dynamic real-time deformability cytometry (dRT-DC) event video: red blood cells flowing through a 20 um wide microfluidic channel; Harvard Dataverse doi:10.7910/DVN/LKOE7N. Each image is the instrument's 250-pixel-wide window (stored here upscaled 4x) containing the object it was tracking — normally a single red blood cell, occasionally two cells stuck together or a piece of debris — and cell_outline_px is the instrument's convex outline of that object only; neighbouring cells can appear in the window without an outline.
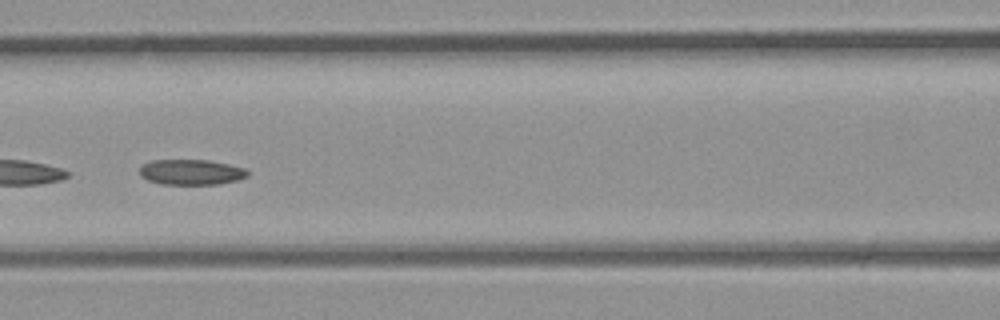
{"species": "common noctule bat (a hibernating species)", "species_latin": "Nyctalus noctula", "temperature_condition": "room temperature", "stored_images_in_passage": 38, "camera_frame_rate_fps": 3000, "um_per_image_px": 0.085, "animal": {"sex": "male", "body_mass_g": 23.1, "forearm_length_mm": 52.7}, "frame": {"image": 1, "passage_image": 17, "time_ms": 5.333, "image_size_px": [1000, 320], "cell_outline_px": [[248, 176], [240, 180], [220, 184], [160, 184], [148, 180], [140, 176], [140, 168], [144, 164], [152, 160], [208, 160], [228, 164], [244, 168], [248, 172]], "centroid_in_image_um": [16.27, 14.64], "position_along_channel_um": 150.3, "area_um2": 16.01}}
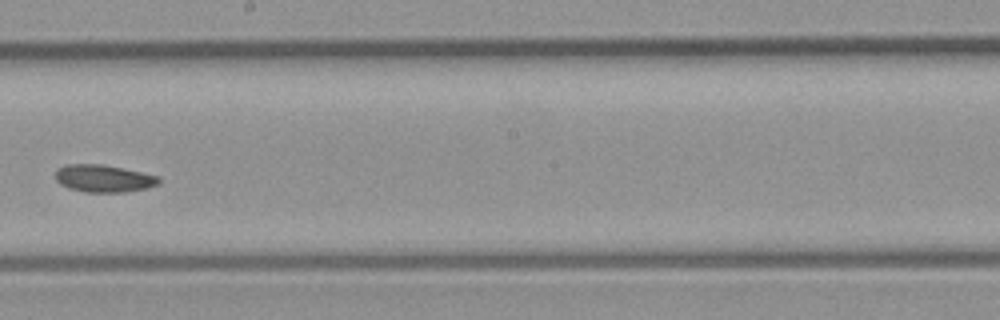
{"frame": {"image": 2, "passage_image": 22, "time_ms": 7.0, "image_size_px": [1000, 320], "cell_outline_px": [[160, 184], [144, 188], [124, 192], [84, 192], [68, 188], [60, 184], [56, 180], [56, 168], [68, 164], [104, 164], [124, 168], [160, 176]], "centroid_in_image_um": [8.81, 15.16], "position_along_channel_um": 239.4, "area_um2": 16.65}}